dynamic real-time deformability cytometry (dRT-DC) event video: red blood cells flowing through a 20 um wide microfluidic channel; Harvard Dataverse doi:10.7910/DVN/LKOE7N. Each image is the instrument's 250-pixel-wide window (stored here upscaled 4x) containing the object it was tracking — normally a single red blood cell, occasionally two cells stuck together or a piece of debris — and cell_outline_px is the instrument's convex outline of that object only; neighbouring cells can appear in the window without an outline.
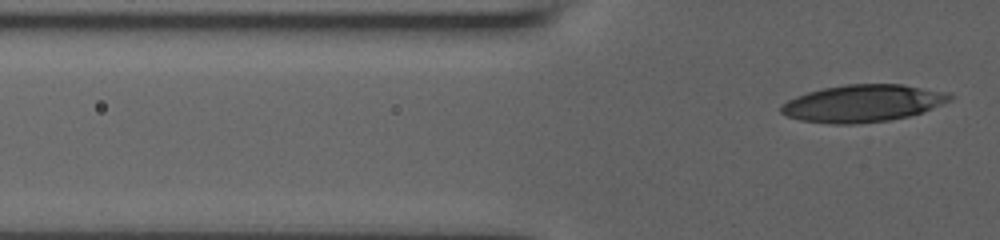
{"species": "human", "species_latin": "Homo sapiens", "temperature_condition": "room temperature", "stored_images_in_passage": 5, "segment_of_instrument_passage": [2, 2], "camera_frame_rate_fps": 3000, "um_per_image_px": 0.085, "donor": {"sex": "male"}, "frame": {"image": 1, "passage_image": 5, "time_ms": 3.667, "image_size_px": [1000, 240], "cell_outline_px": [[952, 100], [924, 112], [908, 116], [888, 120], [856, 124], [832, 124], [800, 120], [788, 116], [780, 112], [780, 104], [796, 96], [808, 92], [824, 88], [848, 84], [900, 84], [948, 92], [952, 96]], "centroid_in_image_um": [73.34, 8.78], "position_along_channel_um": 52.5, "area_um2": 36.59}}